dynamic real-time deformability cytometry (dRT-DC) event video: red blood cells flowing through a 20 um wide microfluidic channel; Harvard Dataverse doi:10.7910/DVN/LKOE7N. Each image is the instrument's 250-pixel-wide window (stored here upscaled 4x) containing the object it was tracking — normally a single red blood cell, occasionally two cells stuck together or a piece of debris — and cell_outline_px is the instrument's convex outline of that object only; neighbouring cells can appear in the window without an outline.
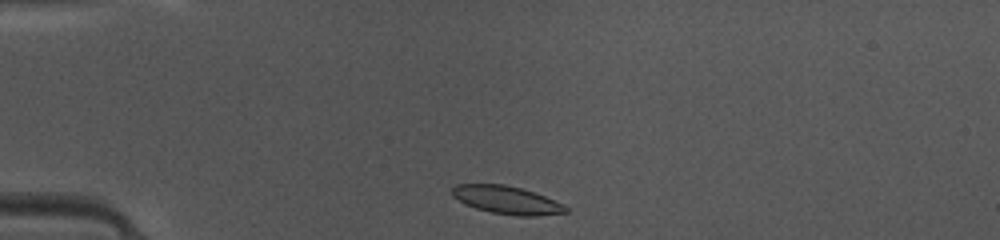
{"species": "common noctule bat (a hibernating species)", "species_latin": "Nyctalus noctula", "temperature_condition": "warm", "stored_images_in_passage": 37, "camera_frame_rate_fps": 3000, "um_per_image_px": 0.085, "animal": {"sex": "female", "body_mass_g": 10.0, "forearm_length_mm": 53.1}, "frame": {"image": 1, "passage_image": 1, "time_ms": 0.0, "image_size_px": [1000, 240], "cell_outline_px": [[568, 212], [536, 216], [516, 216], [492, 212], [476, 208], [452, 196], [452, 188], [456, 184], [504, 184], [520, 188], [544, 196], [564, 204], [568, 208]], "centroid_in_image_um": [43.1, 17.0], "position_along_channel_um": 41.9, "area_um2": 18.26}}
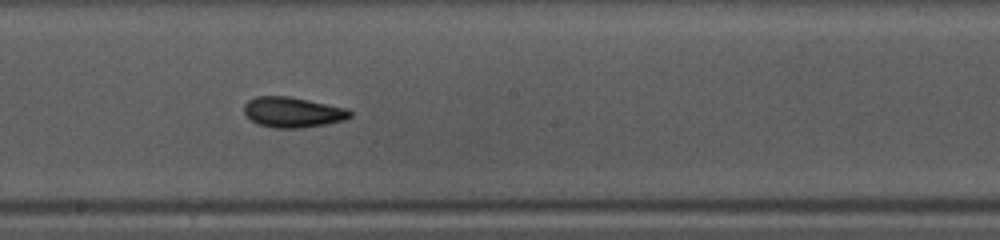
{"frame": {"image": 2, "passage_image": 16, "time_ms": 5.0, "image_size_px": [1000, 240], "cell_outline_px": [[352, 116], [344, 120], [324, 124], [300, 128], [272, 128], [256, 124], [244, 112], [244, 104], [248, 100], [256, 96], [288, 96], [348, 108], [352, 112]], "centroid_in_image_um": [24.87, 9.54], "position_along_channel_um": 223.3, "area_um2": 18.79}}
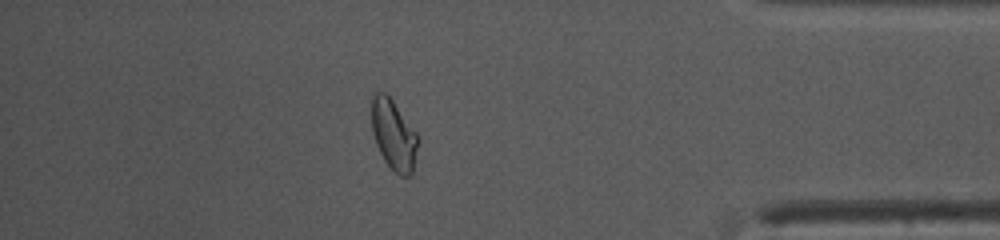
{"frame": {"image": 3, "passage_image": 31, "time_ms": 10.0, "image_size_px": [1000, 240], "cell_outline_px": [[420, 140], [412, 172], [408, 176], [400, 176], [384, 160], [376, 144], [372, 132], [372, 92], [384, 92], [392, 100], [420, 136]], "centroid_in_image_um": [33.48, 11.45], "position_along_channel_um": 401.7, "area_um2": 19.02}, "authors_computed_cell_mechanics": {"area_um2": 18.6116, "velocity_mm_per_s": 4.1712, "shape_relaxation_time_tau1_ms": 2.6133, "shape_relaxation_time_tau2_ms": 1.0622, "deformation_change_tau1": 0.1202, "deformation_change_tau2": 0.0785}}